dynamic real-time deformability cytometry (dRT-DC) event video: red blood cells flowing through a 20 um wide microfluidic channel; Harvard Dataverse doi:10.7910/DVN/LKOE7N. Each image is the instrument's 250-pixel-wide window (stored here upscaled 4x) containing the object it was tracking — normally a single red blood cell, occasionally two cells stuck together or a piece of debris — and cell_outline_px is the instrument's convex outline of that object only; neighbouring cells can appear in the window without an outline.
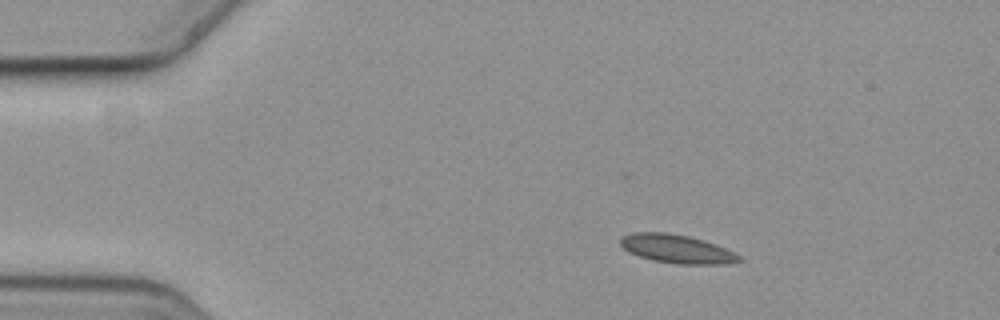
{"species": "common noctule bat (a hibernating species)", "species_latin": "Nyctalus noctula", "temperature_condition": "cold", "stored_images_in_passage": 4, "camera_frame_rate_fps": 3000, "um_per_image_px": 0.085, "animal": {"sex": "female", "body_mass_g": 19.3, "forearm_length_mm": 54.1}, "frame": {"image": 1, "passage_image": 2, "time_ms": 0.333, "image_size_px": [1000, 320], "cell_outline_px": [[744, 260], [728, 264], [676, 264], [652, 260], [628, 252], [620, 244], [620, 240], [624, 236], [632, 232], [668, 232], [688, 236], [704, 240], [716, 244], [740, 256]], "centroid_in_image_um": [57.53, 21.16], "position_along_channel_um": 27.5, "area_um2": 19.77}}
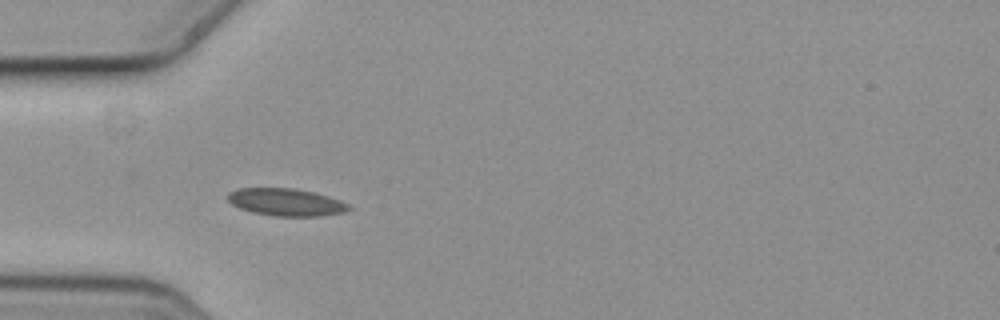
{"frame": {"image": 2, "passage_image": 4, "time_ms": 1.0, "image_size_px": [1000, 320], "cell_outline_px": [[352, 208], [344, 212], [320, 216], [276, 216], [252, 212], [240, 208], [232, 204], [228, 200], [228, 192], [236, 188], [296, 188], [316, 192], [340, 200], [348, 204]], "centroid_in_image_um": [24.32, 17.17], "position_along_channel_um": 60.7, "area_um2": 19.42}}